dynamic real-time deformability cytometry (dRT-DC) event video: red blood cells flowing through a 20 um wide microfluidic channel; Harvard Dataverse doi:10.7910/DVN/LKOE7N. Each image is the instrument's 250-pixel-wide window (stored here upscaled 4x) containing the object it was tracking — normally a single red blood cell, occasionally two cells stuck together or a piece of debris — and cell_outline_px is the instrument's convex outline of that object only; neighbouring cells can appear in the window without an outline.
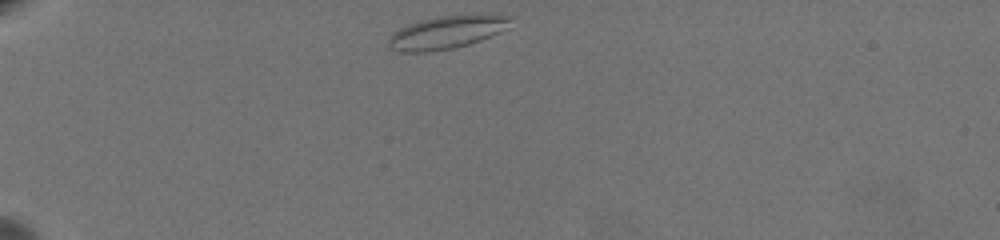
{"species": "common noctule bat (a hibernating species)", "species_latin": "Nyctalus noctula", "temperature_condition": "warm", "stored_images_in_passage": 40, "camera_frame_rate_fps": 3000, "um_per_image_px": 0.085, "animal": {"sex": "female", "body_mass_g": 19.5, "forearm_length_mm": 54.1}, "frame": {"image": 1, "passage_image": 1, "time_ms": 0.0, "image_size_px": [1000, 240], "cell_outline_px": [[516, 16], [512, 28], [480, 40], [468, 44], [452, 48], [424, 52], [400, 52], [392, 48], [388, 44], [388, 40], [392, 32], [408, 24], [420, 20], [440, 16], [480, 12], [492, 12]], "centroid_in_image_um": [38.16, 2.67], "position_along_channel_um": 46.8, "area_um2": 24.51}}
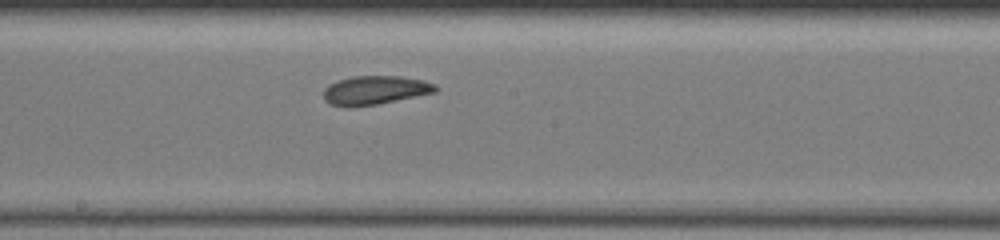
{"frame": {"image": 2, "passage_image": 20, "time_ms": 6.333, "image_size_px": [1000, 240], "cell_outline_px": [[440, 88], [436, 92], [376, 104], [348, 108], [332, 104], [324, 100], [324, 88], [328, 84], [336, 80], [352, 76], [400, 76], [424, 80], [436, 84]], "centroid_in_image_um": [31.87, 7.66], "position_along_channel_um": 216.3, "area_um2": 18.96}}
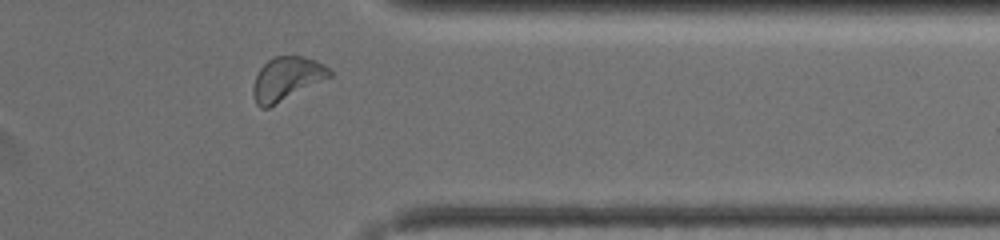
{"frame": {"image": 3, "passage_image": 35, "time_ms": 11.333, "image_size_px": [1000, 240], "cell_outline_px": [[332, 76], [268, 108], [260, 108], [256, 104], [252, 96], [252, 88], [256, 76], [260, 68], [272, 56], [304, 56], [316, 60], [324, 64], [332, 72]], "centroid_in_image_um": [24.35, 6.69], "position_along_channel_um": 387.0, "area_um2": 19.42}, "authors_computed_cell_mechanics": {"area_um2": 18.785, "velocity_mm_per_s": 3.4707, "shape_relaxation_time_tau1_ms": 7.2958, "shape_relaxation_time_tau2_ms": 2.7583, "deformation_change_tau1": 0.1675, "deformation_change_tau2": 0.1035}}